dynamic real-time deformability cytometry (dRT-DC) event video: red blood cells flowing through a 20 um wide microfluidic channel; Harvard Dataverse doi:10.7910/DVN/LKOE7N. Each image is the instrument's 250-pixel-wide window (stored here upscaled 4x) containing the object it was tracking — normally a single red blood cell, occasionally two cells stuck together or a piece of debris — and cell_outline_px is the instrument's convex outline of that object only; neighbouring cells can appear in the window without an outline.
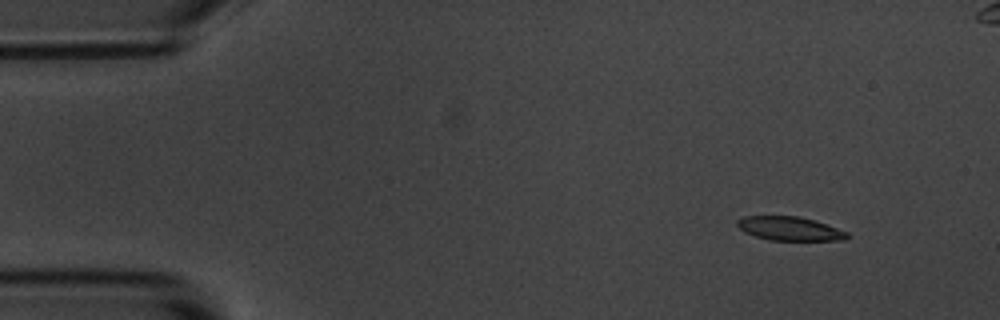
{"species": "common noctule bat (a hibernating species)", "species_latin": "Nyctalus noctula", "temperature_condition": "room temperature", "stored_images_in_passage": 6, "camera_frame_rate_fps": 3000, "um_per_image_px": 0.085, "animal": {"sex": "male", "body_mass_g": 20.1, "forearm_length_mm": 53.5}, "frame": {"image": 1, "passage_image": 2, "time_ms": 1.333, "image_size_px": [1000, 320], "cell_outline_px": [[848, 236], [844, 240], [772, 240], [756, 236], [744, 232], [736, 224], [736, 220], [744, 216], [800, 216], [816, 220], [848, 232]], "centroid_in_image_um": [67.12, 19.42], "position_along_channel_um": 17.9, "area_um2": 15.26}}